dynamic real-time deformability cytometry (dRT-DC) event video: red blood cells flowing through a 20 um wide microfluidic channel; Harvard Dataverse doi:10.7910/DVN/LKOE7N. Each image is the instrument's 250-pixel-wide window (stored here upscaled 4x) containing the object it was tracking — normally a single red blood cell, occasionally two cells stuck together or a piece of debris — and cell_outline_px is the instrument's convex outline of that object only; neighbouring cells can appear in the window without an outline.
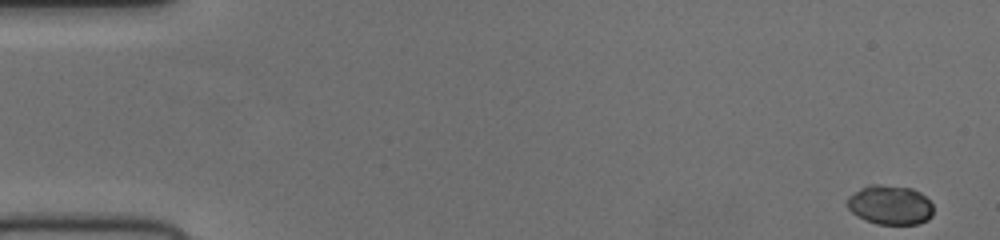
{"species": "human", "species_latin": "Homo sapiens", "temperature_condition": "cold", "stored_images_in_passage": 52, "camera_frame_rate_fps": 3000, "um_per_image_px": 0.085, "donor": {"sex": "female"}, "frame": {"image": 1, "passage_image": 1, "time_ms": 0.0, "image_size_px": [1000, 240], "cell_outline_px": [[932, 216], [928, 220], [920, 224], [876, 224], [864, 220], [856, 216], [844, 204], [848, 196], [860, 188], [868, 184], [880, 184], [912, 188], [920, 192], [932, 204]], "centroid_in_image_um": [75.62, 17.42], "position_along_channel_um": 9.4, "area_um2": 20.11}}
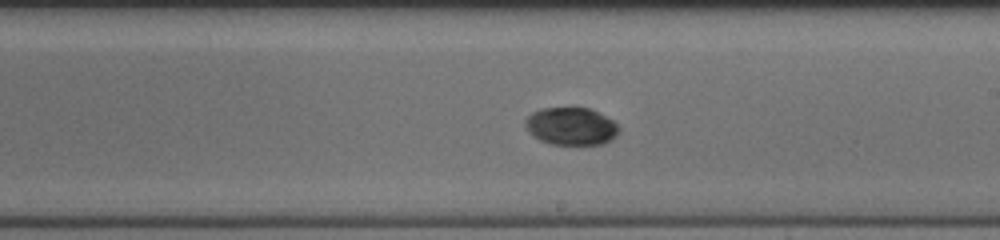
{"frame": {"image": 2, "passage_image": 30, "time_ms": 9.667, "image_size_px": [1000, 240], "cell_outline_px": [[620, 132], [612, 140], [604, 144], [552, 144], [540, 140], [532, 136], [528, 132], [524, 124], [524, 120], [532, 112], [540, 108], [572, 104], [588, 108], [612, 120], [620, 128]], "centroid_in_image_um": [48.51, 10.69], "position_along_channel_um": 240.5, "area_um2": 21.27}}
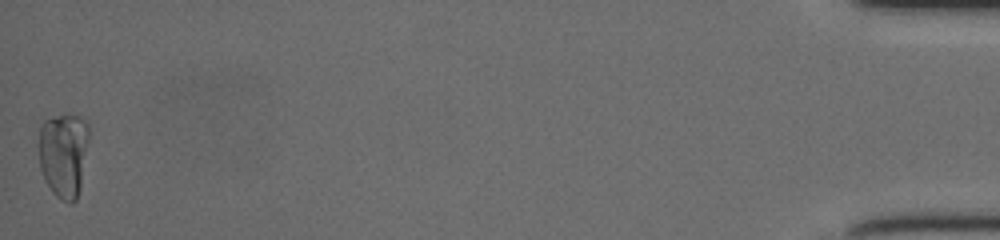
{"frame": {"image": 3, "passage_image": 52, "time_ms": 17.0, "image_size_px": [1000, 240], "cell_outline_px": [[88, 140], [80, 188], [76, 200], [72, 204], [68, 204], [60, 200], [52, 192], [44, 180], [40, 168], [36, 144], [40, 128], [44, 120], [52, 116], [68, 112], [80, 116], [88, 124]], "centroid_in_image_um": [5.36, 13.1], "position_along_channel_um": 429.8, "area_um2": 25.78}}